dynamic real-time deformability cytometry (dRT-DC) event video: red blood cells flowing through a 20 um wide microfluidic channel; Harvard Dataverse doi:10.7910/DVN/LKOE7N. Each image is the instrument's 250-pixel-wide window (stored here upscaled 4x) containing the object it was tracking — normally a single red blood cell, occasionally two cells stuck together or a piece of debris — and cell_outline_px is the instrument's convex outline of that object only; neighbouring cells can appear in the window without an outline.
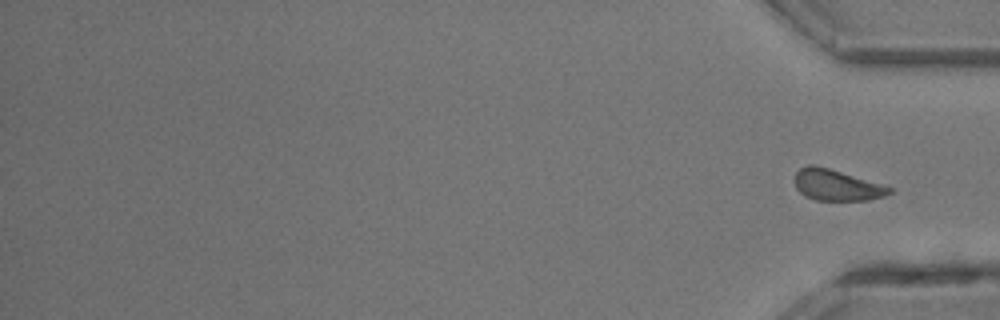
{"species": "common noctule bat (a hibernating species)", "species_latin": "Nyctalus noctula", "temperature_condition": "room temperature", "stored_images_in_passage": 38, "segment_of_instrument_passage": [2, 2], "camera_frame_rate_fps": 3000, "um_per_image_px": 0.085, "animal": {"sex": "male", "body_mass_g": 13.3}, "frame": {"image": 1, "passage_image": 38, "time_ms": 12.333, "image_size_px": [1000, 320], "cell_outline_px": [[892, 192], [884, 196], [868, 200], [816, 200], [804, 196], [796, 188], [796, 172], [800, 168], [808, 164], [812, 164], [828, 168], [884, 184], [892, 188]], "centroid_in_image_um": [71.13, 15.73], "position_along_channel_um": 364.1, "area_um2": 17.11}}